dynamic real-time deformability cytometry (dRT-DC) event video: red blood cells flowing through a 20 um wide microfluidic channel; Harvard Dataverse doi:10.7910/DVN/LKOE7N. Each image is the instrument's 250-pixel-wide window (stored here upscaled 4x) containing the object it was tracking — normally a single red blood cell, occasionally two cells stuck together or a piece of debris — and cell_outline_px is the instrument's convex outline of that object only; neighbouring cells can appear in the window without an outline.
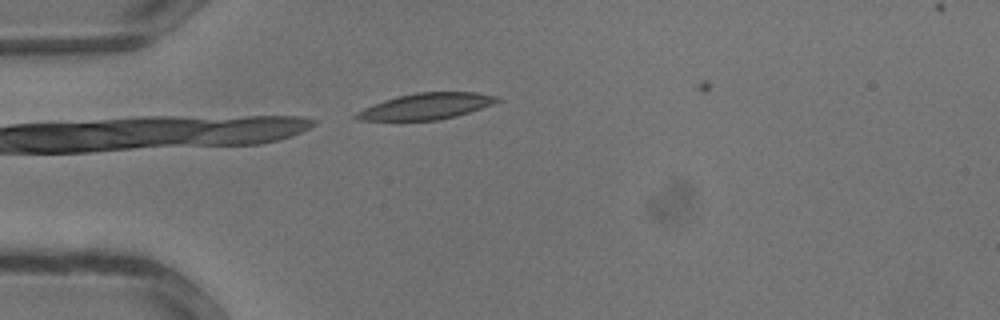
{"species": "common noctule bat (a hibernating species)", "species_latin": "Nyctalus noctula", "temperature_condition": "warm", "stored_images_in_passage": 4, "camera_frame_rate_fps": 3000, "um_per_image_px": 0.085, "animal": {"sex": "male", "body_mass_g": 13.3}, "frame": {"image": 1, "passage_image": 4, "time_ms": 1.0, "image_size_px": [1000, 320], "cell_outline_px": [[504, 100], [456, 116], [440, 120], [360, 120], [352, 116], [356, 112], [364, 108], [384, 100], [416, 92], [476, 92], [496, 96]], "centroid_in_image_um": [36.24, 9.03], "position_along_channel_um": 48.8, "area_um2": 21.27}}